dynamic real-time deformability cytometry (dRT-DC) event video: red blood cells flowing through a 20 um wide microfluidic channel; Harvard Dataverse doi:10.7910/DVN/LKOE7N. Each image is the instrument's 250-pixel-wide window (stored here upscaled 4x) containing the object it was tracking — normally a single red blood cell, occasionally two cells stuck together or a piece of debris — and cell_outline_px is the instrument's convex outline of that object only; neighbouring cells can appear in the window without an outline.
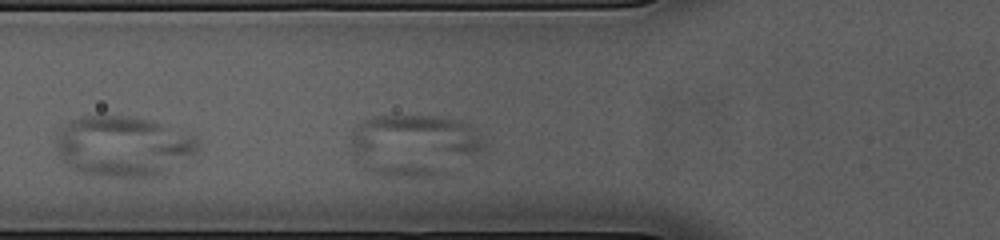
{"species": "common noctule bat (a hibernating species)", "species_latin": "Nyctalus noctula", "temperature_condition": "cold", "stored_images_in_passage": 28, "camera_frame_rate_fps": 3000, "um_per_image_px": 0.085, "animal": {"sex": "female", "body_mass_g": 23.0, "forearm_length_mm": 53.4}, "frame": {"image": 1, "passage_image": 5, "time_ms": 1.333, "image_size_px": [1000, 240], "cell_outline_px": [[484, 144], [480, 148], [444, 172], [428, 176], [392, 176], [376, 172], [368, 168], [348, 148], [352, 128], [356, 124], [372, 116], [440, 116], [460, 120], [472, 124], [484, 140]], "centroid_in_image_um": [35.12, 12.25], "position_along_channel_um": 90.7, "area_um2": 46.93}}
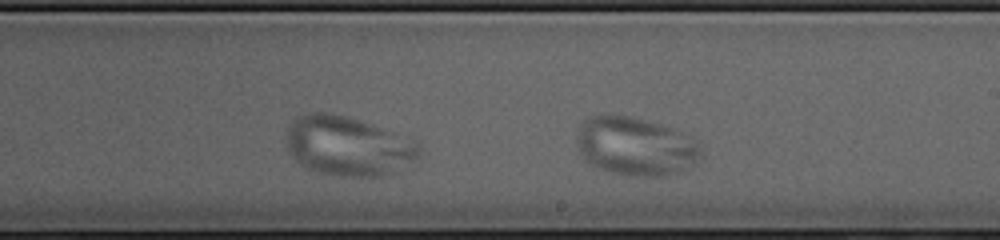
{"frame": {"image": 2, "passage_image": 17, "time_ms": 5.333, "image_size_px": [1000, 240], "cell_outline_px": [[704, 156], [692, 168], [676, 172], [656, 176], [632, 176], [612, 172], [600, 168], [592, 164], [580, 152], [576, 144], [576, 132], [580, 124], [588, 116], [632, 116], [672, 128], [684, 132], [696, 140], [700, 144]], "centroid_in_image_um": [54.08, 12.43], "position_along_channel_um": 234.9, "area_um2": 42.54}}
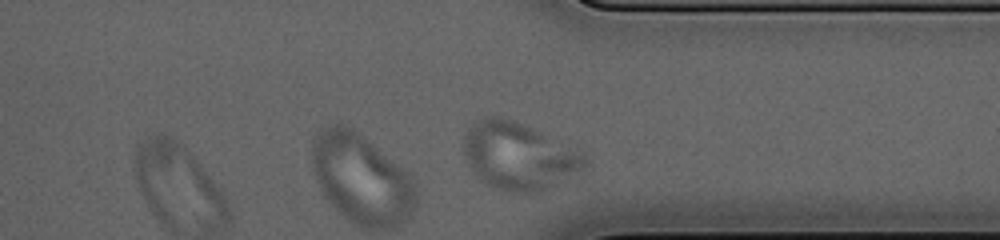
{"frame": {"image": 3, "passage_image": 28, "time_ms": 9.0, "image_size_px": [1000, 240], "cell_outline_px": [[588, 164], [584, 168], [548, 188], [540, 192], [504, 192], [492, 188], [480, 180], [472, 172], [464, 156], [464, 136], [468, 128], [472, 124], [484, 116], [500, 116], [540, 132], [580, 152], [588, 160]], "centroid_in_image_um": [44.02, 13.29], "position_along_channel_um": 367.4, "area_um2": 46.93}}